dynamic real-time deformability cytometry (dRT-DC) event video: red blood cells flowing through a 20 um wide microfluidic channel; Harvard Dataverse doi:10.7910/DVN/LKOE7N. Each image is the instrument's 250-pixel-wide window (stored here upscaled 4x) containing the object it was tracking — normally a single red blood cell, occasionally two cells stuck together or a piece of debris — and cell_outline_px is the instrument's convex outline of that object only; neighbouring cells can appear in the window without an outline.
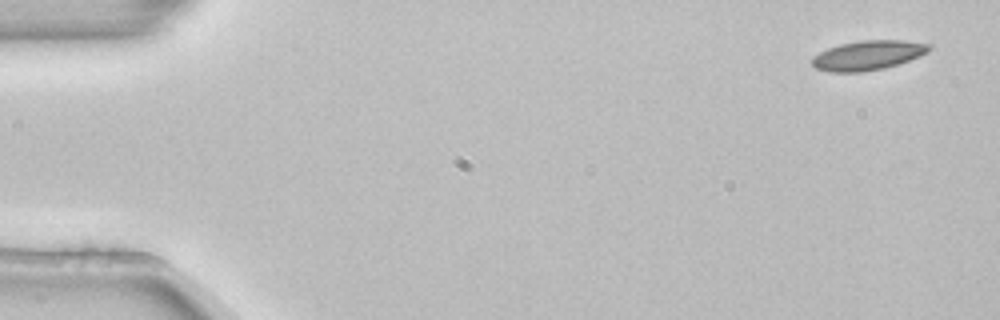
{"species": "common noctule bat (a hibernating species)", "species_latin": "Nyctalus noctula", "temperature_condition": "room temperature", "stored_images_in_passage": 5, "camera_frame_rate_fps": 3000, "um_per_image_px": 0.085, "animal": {"sex": "female", "body_mass_g": 22.7, "forearm_length_mm": 54.2}, "frame": {"image": 1, "passage_image": 1, "time_ms": 0.0, "image_size_px": [1000, 320], "cell_outline_px": [[932, 48], [928, 52], [920, 56], [884, 68], [864, 72], [832, 72], [816, 68], [812, 64], [812, 56], [828, 48], [840, 44], [860, 40], [904, 40], [932, 44]], "centroid_in_image_um": [73.79, 4.69], "position_along_channel_um": 11.2, "area_um2": 20.17}}
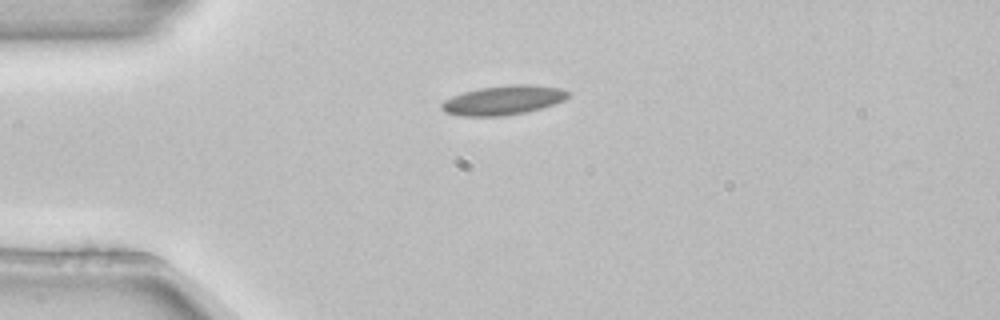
{"frame": {"image": 2, "passage_image": 3, "time_ms": 0.667, "image_size_px": [1000, 320], "cell_outline_px": [[568, 96], [564, 100], [540, 108], [524, 112], [500, 116], [456, 116], [444, 112], [440, 108], [440, 104], [444, 100], [452, 96], [464, 92], [480, 88], [512, 84], [532, 84], [560, 88], [568, 92]], "centroid_in_image_um": [42.72, 8.51], "position_along_channel_um": 42.3, "area_um2": 21.5}}